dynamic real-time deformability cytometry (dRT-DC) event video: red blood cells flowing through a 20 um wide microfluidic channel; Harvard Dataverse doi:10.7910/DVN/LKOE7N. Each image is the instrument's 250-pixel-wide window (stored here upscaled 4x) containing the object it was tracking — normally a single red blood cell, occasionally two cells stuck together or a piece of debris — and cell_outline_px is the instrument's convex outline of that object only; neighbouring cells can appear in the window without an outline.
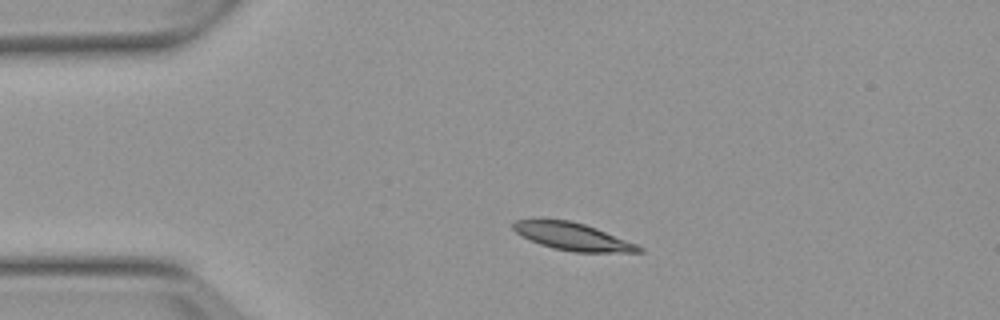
{"species": "Egyptian fruit bat (a non-hibernating species)", "species_latin": "Rousettus aegyptiacus", "temperature_condition": "warm", "stored_images_in_passage": 4, "camera_frame_rate_fps": 3000, "um_per_image_px": 0.085, "animal": {"sex": "female"}, "frame": {"image": 1, "passage_image": 3, "time_ms": 2.333, "image_size_px": [1000, 320], "cell_outline_px": [[644, 252], [572, 252], [552, 248], [540, 244], [516, 232], [512, 228], [512, 224], [516, 220], [536, 216], [540, 216], [568, 220], [584, 224], [596, 228], [636, 244], [644, 248]], "centroid_in_image_um": [48.6, 20.06], "position_along_channel_um": 36.4, "area_um2": 20.52}}